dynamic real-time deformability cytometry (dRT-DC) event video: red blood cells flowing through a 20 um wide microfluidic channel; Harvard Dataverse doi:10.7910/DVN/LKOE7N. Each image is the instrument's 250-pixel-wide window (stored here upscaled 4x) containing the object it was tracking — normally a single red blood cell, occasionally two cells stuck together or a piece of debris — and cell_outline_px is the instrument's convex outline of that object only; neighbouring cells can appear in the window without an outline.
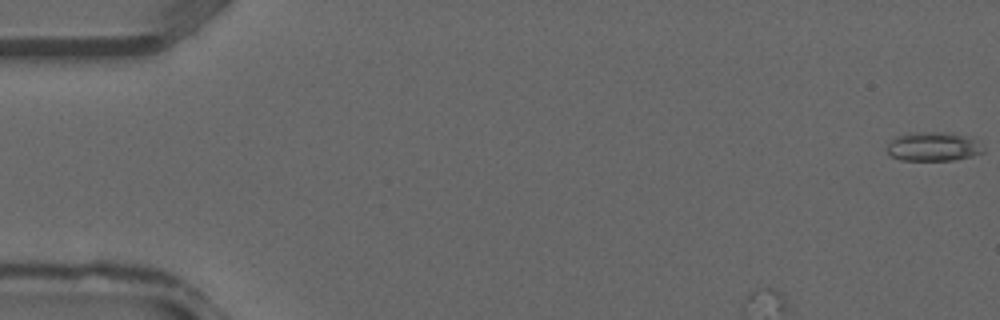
{"species": "common noctule bat (a hibernating species)", "species_latin": "Nyctalus noctula", "temperature_condition": "warm", "stored_images_in_passage": 4, "camera_frame_rate_fps": 3000, "um_per_image_px": 0.085, "animal": {"sex": "male", "forearm_length_mm": 52.5}, "frame": {"image": 1, "passage_image": 1, "time_ms": 0.0, "image_size_px": [1000, 320], "cell_outline_px": [[984, 152], [972, 156], [952, 160], [900, 160], [888, 156], [888, 144], [896, 136], [908, 132], [948, 132], [968, 136], [976, 140]], "centroid_in_image_um": [79.29, 12.45], "position_along_channel_um": 5.7, "area_um2": 16.36}}